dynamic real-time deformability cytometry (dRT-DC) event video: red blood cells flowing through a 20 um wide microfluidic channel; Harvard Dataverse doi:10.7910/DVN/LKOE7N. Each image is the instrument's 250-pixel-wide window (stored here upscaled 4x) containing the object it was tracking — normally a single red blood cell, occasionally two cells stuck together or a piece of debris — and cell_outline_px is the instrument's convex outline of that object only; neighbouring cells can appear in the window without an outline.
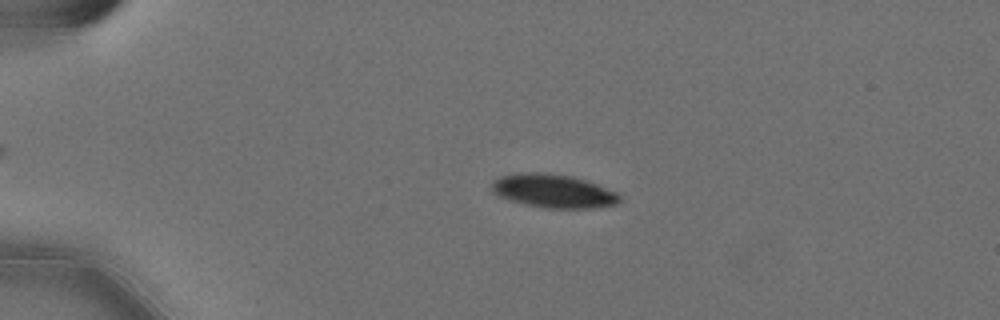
{"species": "Egyptian fruit bat (a non-hibernating species)", "species_latin": "Rousettus aegyptiacus", "temperature_condition": "cold", "stored_images_in_passage": 57, "camera_frame_rate_fps": 3000, "um_per_image_px": 0.085, "animal": {"sex": "female"}, "frame": {"image": 1, "passage_image": 13, "time_ms": 4.0, "image_size_px": [1000, 320], "cell_outline_px": [[620, 200], [616, 204], [592, 208], [544, 208], [524, 204], [496, 196], [492, 192], [492, 184], [500, 176], [520, 172], [540, 172], [572, 176], [596, 184], [616, 192], [620, 196]], "centroid_in_image_um": [47.0, 16.24], "position_along_channel_um": 38.0, "area_um2": 24.91}}
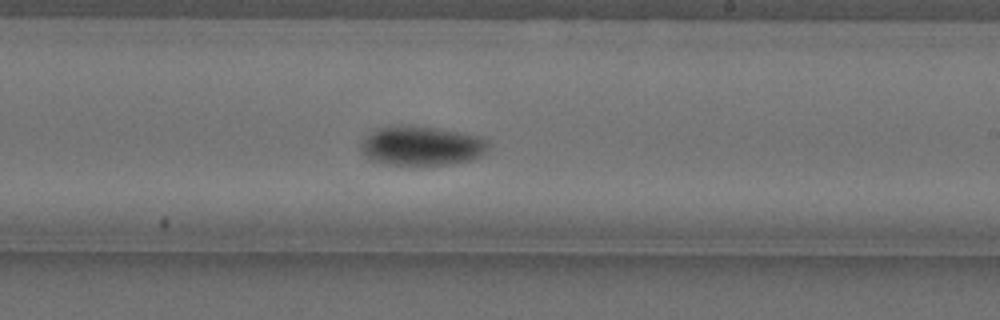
{"frame": {"image": 2, "passage_image": 35, "time_ms": 11.333, "image_size_px": [1000, 320], "cell_outline_px": [[488, 144], [484, 152], [480, 156], [468, 160], [448, 164], [412, 168], [384, 164], [368, 160], [360, 148], [360, 144], [376, 128], [412, 124], [436, 128], [476, 136], [488, 140]], "centroid_in_image_um": [35.76, 12.44], "position_along_channel_um": 253.2, "area_um2": 29.77}}
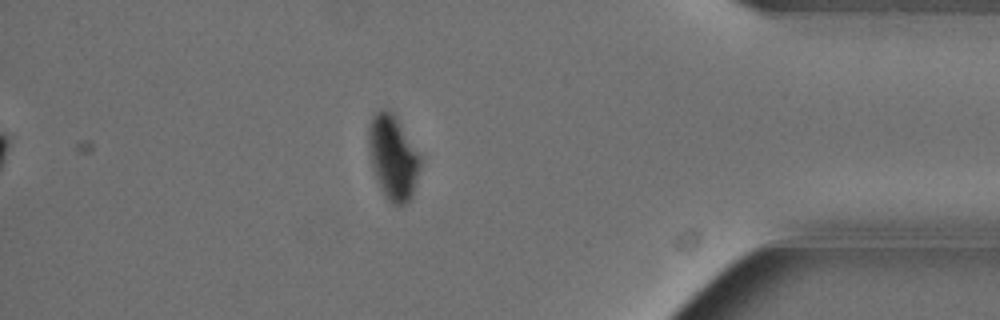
{"frame": {"image": 3, "passage_image": 50, "time_ms": 16.333, "image_size_px": [1000, 320], "cell_outline_px": [[420, 168], [412, 196], [408, 204], [392, 204], [384, 196], [380, 188], [372, 168], [368, 144], [368, 128], [372, 116], [380, 108], [392, 112], [396, 116], [420, 156]], "centroid_in_image_um": [33.39, 13.38], "position_along_channel_um": 401.8, "area_um2": 25.37}, "authors_computed_cell_mechanics": {"area_um2": 26.2412, "velocity_mm_per_s": 3.5625, "shape_relaxation_time_tau1_ms": 3.341, "shape_relaxation_time_tau2_ms": null, "deformation_change_tau1": 0.1474, "deformation_change_tau2": null}}